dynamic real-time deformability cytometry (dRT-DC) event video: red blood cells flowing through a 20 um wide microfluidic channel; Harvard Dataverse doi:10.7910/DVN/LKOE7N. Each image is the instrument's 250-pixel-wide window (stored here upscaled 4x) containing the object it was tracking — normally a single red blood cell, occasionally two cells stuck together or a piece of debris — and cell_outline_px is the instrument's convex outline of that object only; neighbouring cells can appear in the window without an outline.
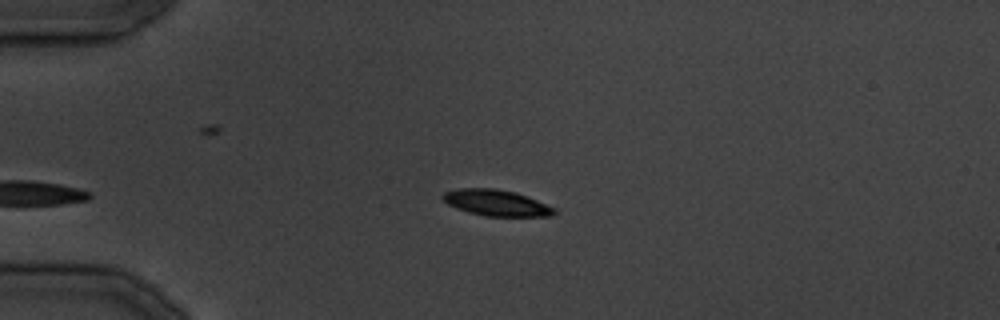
{"species": "common noctule bat (a hibernating species)", "species_latin": "Nyctalus noctula", "temperature_condition": "cold", "stored_images_in_passage": 25, "camera_frame_rate_fps": 3000, "um_per_image_px": 0.085, "animal": {"sex": "male", "body_mass_g": 19.5, "forearm_length_mm": 54.6}, "frame": {"image": 1, "passage_image": 2, "time_ms": 1.333, "image_size_px": [1000, 320], "cell_outline_px": [[556, 212], [552, 216], [484, 216], [468, 212], [456, 208], [448, 204], [440, 196], [444, 192], [456, 188], [496, 188], [516, 192], [556, 208]], "centroid_in_image_um": [42.16, 17.23], "position_along_channel_um": 42.8, "area_um2": 17.05}}
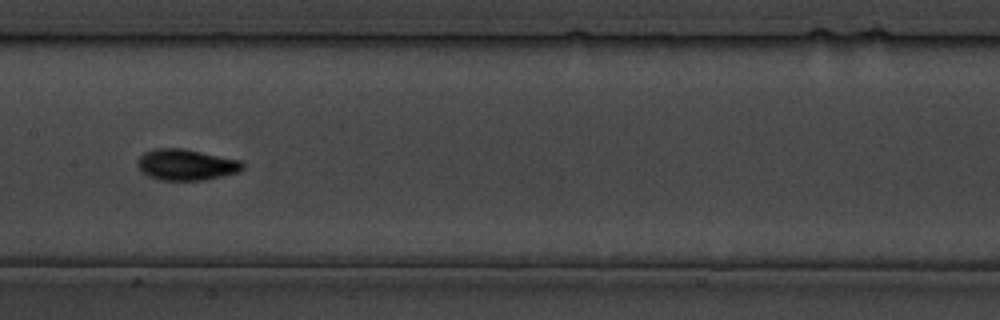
{"frame": {"image": 2, "passage_image": 11, "time_ms": 12.667, "image_size_px": [1000, 320], "cell_outline_px": [[244, 168], [236, 172], [204, 180], [160, 180], [148, 176], [140, 172], [136, 164], [140, 156], [144, 152], [152, 148], [180, 148], [240, 160], [244, 164]], "centroid_in_image_um": [15.75, 14.0], "position_along_channel_um": 191.6, "area_um2": 18.96}}
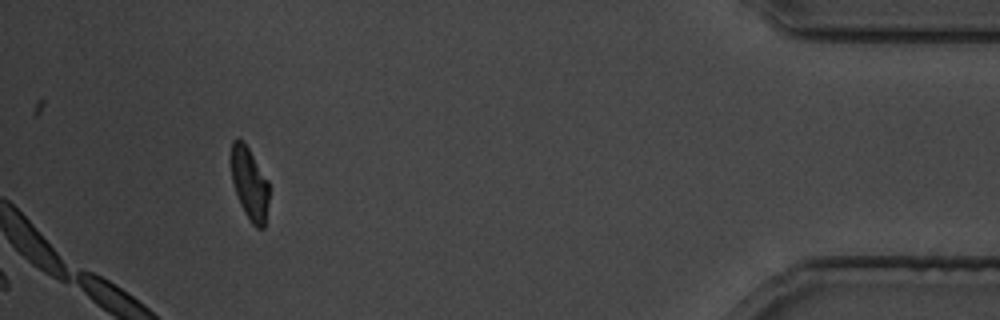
{"frame": {"image": 3, "passage_image": 25, "time_ms": 30.333, "image_size_px": [1000, 320], "cell_outline_px": [[268, 200], [264, 228], [256, 228], [252, 224], [244, 212], [240, 204], [232, 180], [232, 140], [240, 140], [248, 148], [268, 180]], "centroid_in_image_um": [21.22, 15.66], "position_along_channel_um": 414.0, "area_um2": 15.49}}